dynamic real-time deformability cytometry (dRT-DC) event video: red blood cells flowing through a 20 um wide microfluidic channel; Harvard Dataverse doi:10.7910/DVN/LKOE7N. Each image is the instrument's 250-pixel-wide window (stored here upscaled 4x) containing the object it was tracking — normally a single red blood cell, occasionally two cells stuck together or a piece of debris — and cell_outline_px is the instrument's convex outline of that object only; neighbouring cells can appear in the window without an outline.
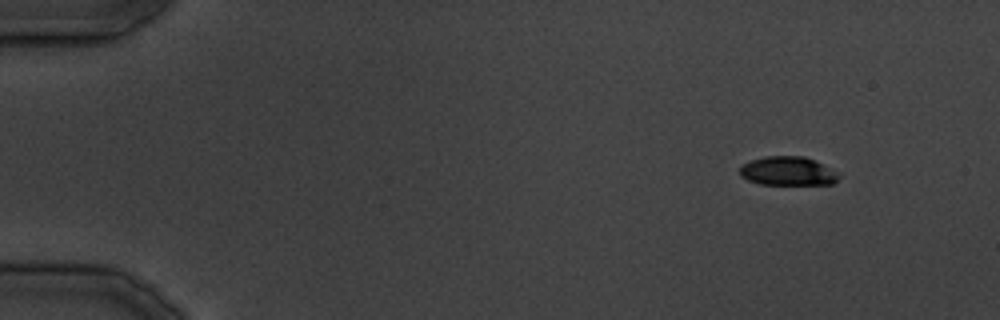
{"species": "common noctule bat (a hibernating species)", "species_latin": "Nyctalus noctula", "temperature_condition": "cold", "stored_images_in_passage": 35, "camera_frame_rate_fps": 3000, "um_per_image_px": 0.085, "animal": {"sex": "male", "body_mass_g": 19.5, "forearm_length_mm": 54.6}, "frame": {"image": 1, "passage_image": 1, "time_ms": 0.0, "image_size_px": [1000, 320], "cell_outline_px": [[840, 176], [832, 184], [760, 184], [748, 180], [740, 176], [740, 164], [764, 156], [804, 156], [820, 164]], "centroid_in_image_um": [66.87, 14.54], "position_along_channel_um": 18.1, "area_um2": 16.3}}